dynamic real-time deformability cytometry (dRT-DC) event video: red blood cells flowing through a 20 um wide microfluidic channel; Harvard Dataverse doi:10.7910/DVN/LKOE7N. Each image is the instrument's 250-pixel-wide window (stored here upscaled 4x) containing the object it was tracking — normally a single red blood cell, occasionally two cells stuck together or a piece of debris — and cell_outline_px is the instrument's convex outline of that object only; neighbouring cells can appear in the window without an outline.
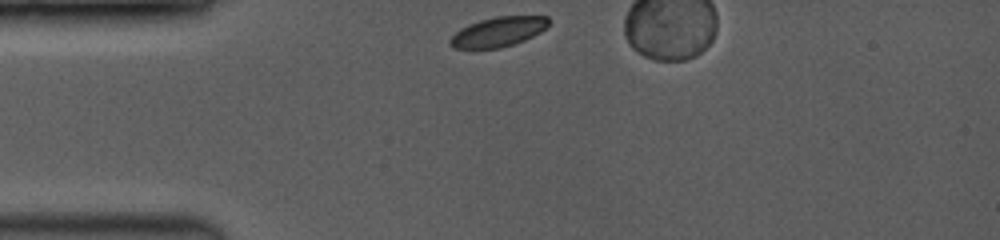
{"species": "common noctule bat (a hibernating species)", "species_latin": "Nyctalus noctula", "temperature_condition": "room temperature", "stored_images_in_passage": 32, "camera_frame_rate_fps": 3500, "um_per_image_px": 0.085, "animal": {"sex": "female", "body_mass_g": 19.0, "forearm_length_mm": 53.3}, "frame": {"image": 1, "passage_image": 1, "time_ms": 0.0, "image_size_px": [1000, 240], "cell_outline_px": [[548, 24], [540, 32], [524, 40], [500, 48], [452, 48], [448, 44], [448, 40], [460, 28], [468, 24], [480, 20], [496, 16], [548, 16]], "centroid_in_image_um": [42.3, 2.7], "position_along_channel_um": 42.7, "area_um2": 16.94}}
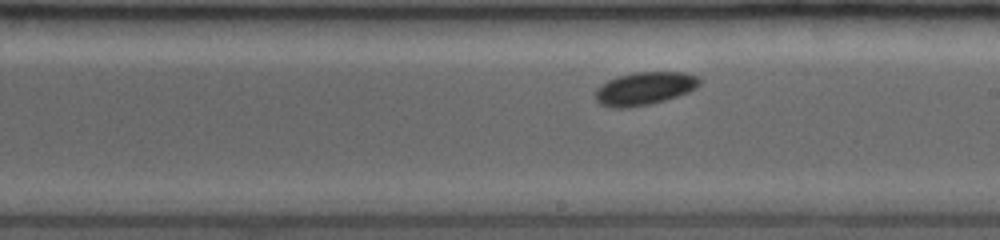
{"frame": {"image": 2, "passage_image": 17, "time_ms": 5.429, "image_size_px": [1000, 240], "cell_outline_px": [[700, 84], [696, 88], [688, 92], [664, 100], [648, 104], [628, 108], [608, 108], [600, 104], [596, 100], [596, 88], [608, 80], [616, 76], [632, 72], [684, 72], [700, 76]], "centroid_in_image_um": [54.77, 7.51], "position_along_channel_um": 234.2, "area_um2": 20.17}}
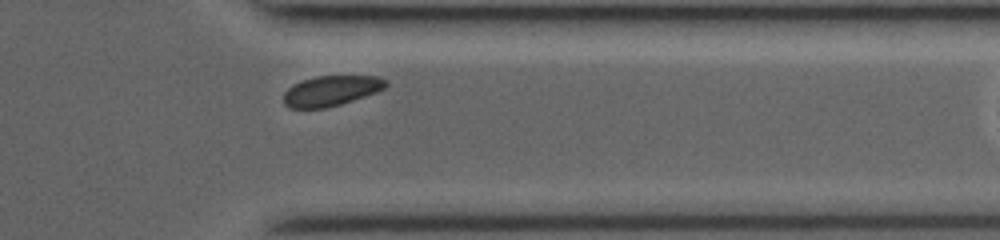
{"frame": {"image": 3, "passage_image": 31, "time_ms": 9.143, "image_size_px": [1000, 240], "cell_outline_px": [[388, 84], [384, 88], [376, 92], [328, 108], [288, 108], [284, 104], [284, 92], [288, 88], [300, 80], [316, 76], [380, 76], [388, 80]], "centroid_in_image_um": [28.14, 7.71], "position_along_channel_um": 383.3, "area_um2": 18.09}}